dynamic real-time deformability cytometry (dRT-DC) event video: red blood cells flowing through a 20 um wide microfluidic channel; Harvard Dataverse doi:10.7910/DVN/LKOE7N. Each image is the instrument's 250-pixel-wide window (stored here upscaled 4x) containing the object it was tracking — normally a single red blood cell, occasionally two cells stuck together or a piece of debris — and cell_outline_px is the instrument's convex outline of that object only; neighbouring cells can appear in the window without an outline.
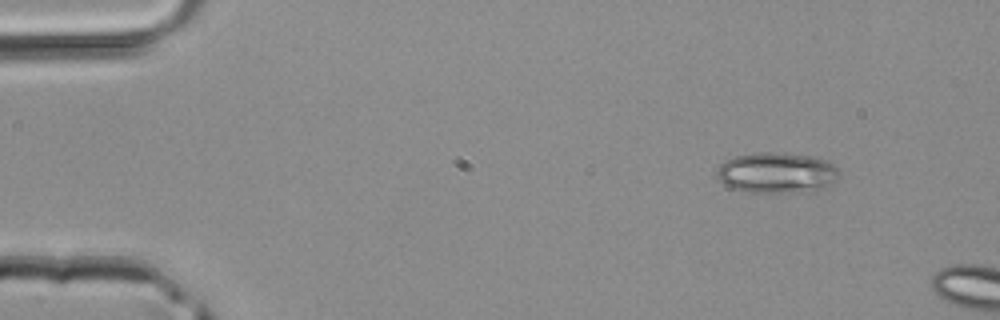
{"species": "common noctule bat (a hibernating species)", "species_latin": "Nyctalus noctula", "temperature_condition": "room temperature", "stored_images_in_passage": 4, "camera_frame_rate_fps": 3000, "um_per_image_px": 0.085, "animal": {"sex": "male", "body_mass_g": 20.4}, "frame": {"image": 1, "passage_image": 1, "time_ms": 0.0, "image_size_px": [1000, 320], "cell_outline_px": [[840, 176], [832, 184], [824, 188], [788, 192], [748, 192], [728, 188], [720, 180], [716, 172], [720, 164], [724, 160], [736, 156], [764, 152], [768, 152], [812, 156], [824, 160], [832, 164], [840, 172]], "centroid_in_image_um": [66.0, 14.69], "position_along_channel_um": 19.0, "area_um2": 28.73}}